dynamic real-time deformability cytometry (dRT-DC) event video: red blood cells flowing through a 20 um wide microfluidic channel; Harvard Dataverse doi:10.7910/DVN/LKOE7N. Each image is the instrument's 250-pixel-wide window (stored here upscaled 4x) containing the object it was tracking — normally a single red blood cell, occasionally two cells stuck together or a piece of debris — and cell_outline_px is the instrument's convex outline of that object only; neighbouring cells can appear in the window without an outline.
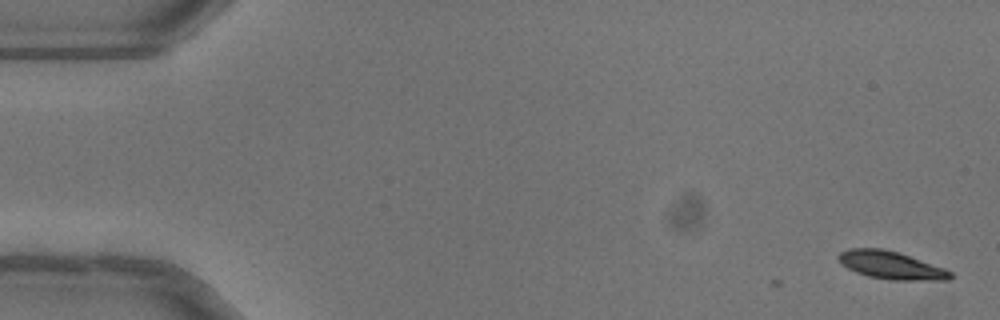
{"species": "common noctule bat (a hibernating species)", "species_latin": "Nyctalus noctula", "temperature_condition": "warm", "stored_images_in_passage": 2, "camera_frame_rate_fps": 3000, "um_per_image_px": 0.085, "animal": {"sex": "female"}, "frame": {"image": 1, "passage_image": 2, "time_ms": 0.333, "image_size_px": [1000, 320], "cell_outline_px": [[952, 276], [948, 280], [892, 280], [868, 276], [856, 272], [840, 264], [836, 256], [840, 252], [848, 248], [884, 248], [900, 252], [944, 268], [952, 272]], "centroid_in_image_um": [75.71, 22.53], "position_along_channel_um": 9.3, "area_um2": 18.32}}